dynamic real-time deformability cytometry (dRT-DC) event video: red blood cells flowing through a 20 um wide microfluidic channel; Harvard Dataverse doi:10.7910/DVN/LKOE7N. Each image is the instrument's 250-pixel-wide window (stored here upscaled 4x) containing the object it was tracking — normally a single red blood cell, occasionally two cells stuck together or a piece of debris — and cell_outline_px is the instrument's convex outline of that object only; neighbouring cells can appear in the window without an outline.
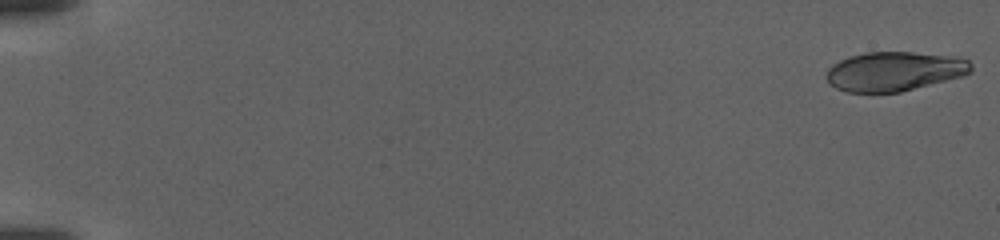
{"species": "human", "species_latin": "Homo sapiens", "temperature_condition": "warm", "stored_images_in_passage": 120, "camera_frame_rate_fps": 3000, "um_per_image_px": 0.085, "donor": {"sex": "female"}, "frame": {"image": 1, "passage_image": 2, "time_ms": 0.333, "image_size_px": [1000, 240], "cell_outline_px": [[972, 72], [964, 76], [900, 92], [848, 92], [836, 88], [828, 84], [828, 68], [832, 64], [848, 56], [864, 52], [912, 52], [960, 56], [968, 60], [972, 64]], "centroid_in_image_um": [76.06, 6.05], "position_along_channel_um": 8.9, "area_um2": 33.47}}
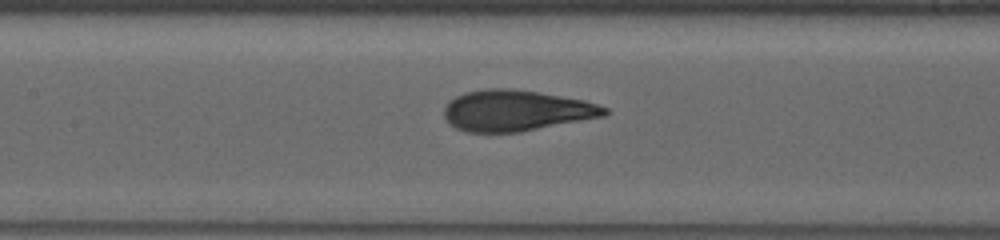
{"frame": {"image": 2, "passage_image": 61, "time_ms": 20.0, "image_size_px": [1000, 240], "cell_outline_px": [[608, 112], [604, 116], [520, 132], [464, 132], [456, 128], [444, 116], [444, 108], [448, 100], [464, 92], [488, 88], [512, 88], [584, 100], [608, 108]], "centroid_in_image_um": [43.84, 9.39], "position_along_channel_um": 163.6, "area_um2": 38.15}}
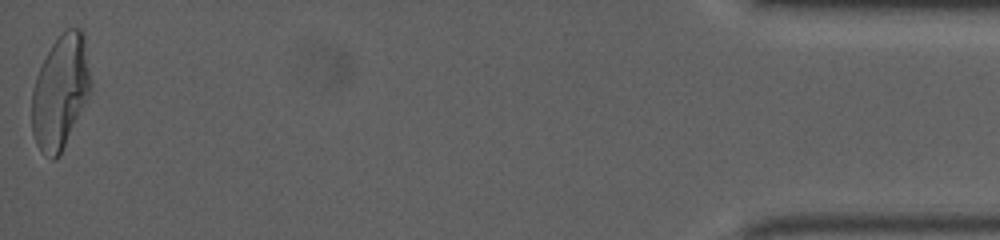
{"frame": {"image": 3, "passage_image": 120, "time_ms": 39.667, "image_size_px": [1000, 240], "cell_outline_px": [[92, 92], [60, 156], [56, 160], [52, 160], [40, 152], [36, 144], [32, 132], [32, 88], [36, 76], [52, 44], [68, 28], [80, 28], [84, 32], [92, 80]], "centroid_in_image_um": [5.17, 7.86], "position_along_channel_um": 430.0, "area_um2": 39.65}}